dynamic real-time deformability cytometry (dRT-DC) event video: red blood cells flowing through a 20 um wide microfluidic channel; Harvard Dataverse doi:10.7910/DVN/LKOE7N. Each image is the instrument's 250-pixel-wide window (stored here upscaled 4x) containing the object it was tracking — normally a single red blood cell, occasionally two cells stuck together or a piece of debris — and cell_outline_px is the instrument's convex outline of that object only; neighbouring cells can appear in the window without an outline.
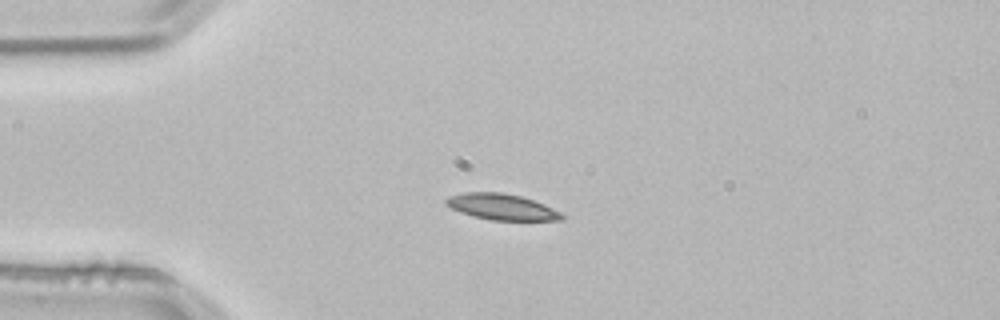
{"species": "common noctule bat (a hibernating species)", "species_latin": "Nyctalus noctula", "temperature_condition": "room temperature", "stored_images_in_passage": 3, "camera_frame_rate_fps": 3000, "um_per_image_px": 0.085, "animal": {"sex": "male", "body_mass_g": 21.5, "forearm_length_mm": 52.0}, "frame": {"image": 1, "passage_image": 3, "time_ms": 0.667, "image_size_px": [1000, 320], "cell_outline_px": [[564, 220], [492, 220], [472, 216], [460, 212], [444, 204], [444, 200], [448, 196], [464, 192], [500, 192], [520, 196], [544, 204], [560, 212], [564, 216]], "centroid_in_image_um": [42.6, 17.58], "position_along_channel_um": 42.4, "area_um2": 17.51}}